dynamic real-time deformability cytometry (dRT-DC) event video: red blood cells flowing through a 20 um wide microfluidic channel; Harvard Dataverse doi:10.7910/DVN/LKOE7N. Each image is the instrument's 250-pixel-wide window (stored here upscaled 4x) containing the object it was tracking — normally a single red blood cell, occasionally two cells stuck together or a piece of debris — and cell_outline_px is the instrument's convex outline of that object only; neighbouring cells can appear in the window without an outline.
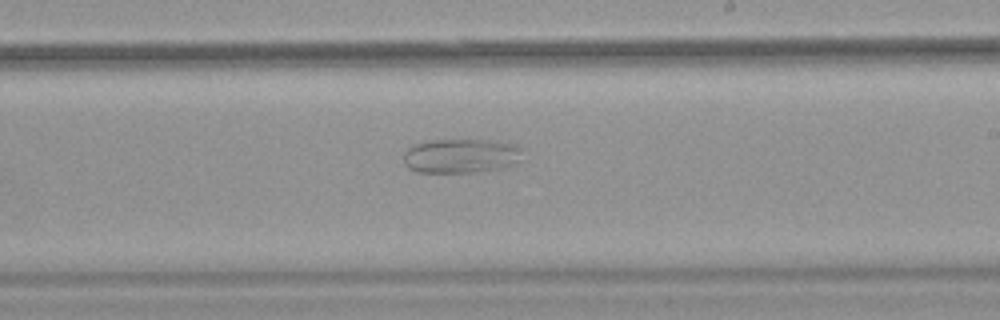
{"species": "common noctule bat (a hibernating species)", "species_latin": "Nyctalus noctula", "temperature_condition": "warm", "stored_images_in_passage": 46, "camera_frame_rate_fps": 3000, "um_per_image_px": 0.085, "animal": {"sex": "female", "body_mass_g": 18.4}, "frame": {"image": 1, "passage_image": 27, "time_ms": 8.667, "image_size_px": [1000, 320], "cell_outline_px": [[520, 148], [516, 160], [512, 164], [500, 168], [476, 172], [420, 172], [408, 168], [404, 164], [404, 152], [408, 148], [416, 144], [432, 140], [496, 140], [516, 144]], "centroid_in_image_um": [39.13, 13.24], "position_along_channel_um": 249.9, "area_um2": 23.47}}
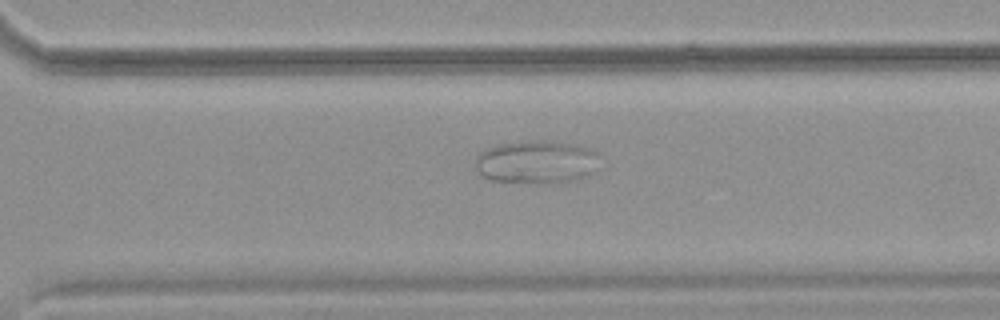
{"frame": {"image": 2, "passage_image": 33, "time_ms": 10.667, "image_size_px": [1000, 320], "cell_outline_px": [[596, 156], [592, 172], [576, 180], [544, 184], [536, 184], [492, 180], [484, 176], [472, 168], [476, 152], [484, 148], [496, 144], [524, 140], [556, 140], [580, 144], [592, 148], [596, 152]], "centroid_in_image_um": [45.49, 13.74], "position_along_channel_um": 325.1, "area_um2": 32.19}}